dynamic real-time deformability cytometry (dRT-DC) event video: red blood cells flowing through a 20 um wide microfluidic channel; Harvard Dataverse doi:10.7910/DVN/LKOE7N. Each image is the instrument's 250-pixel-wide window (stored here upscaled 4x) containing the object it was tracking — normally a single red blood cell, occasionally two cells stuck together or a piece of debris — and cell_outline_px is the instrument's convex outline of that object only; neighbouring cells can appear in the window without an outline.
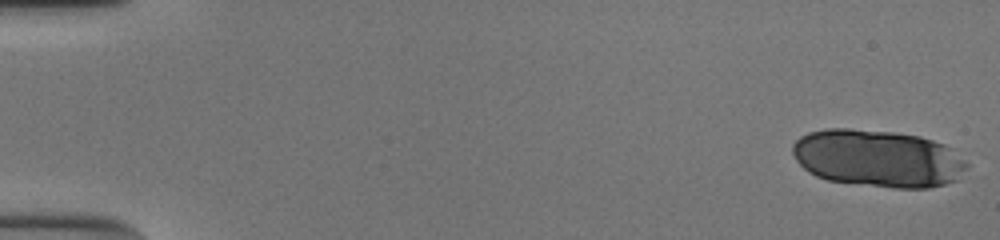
{"species": "human", "species_latin": "Homo sapiens", "temperature_condition": "cold", "stored_images_in_passage": 19, "camera_frame_rate_fps": 3000, "um_per_image_px": 0.085, "donor": {"sex": "male"}, "frame": {"image": 1, "passage_image": 1, "time_ms": 0.0, "image_size_px": [1000, 240], "cell_outline_px": [[968, 168], [956, 180], [944, 184], [928, 188], [892, 188], [828, 180], [816, 176], [808, 172], [796, 160], [792, 152], [792, 144], [800, 136], [808, 132], [828, 128], [848, 128], [892, 132], [920, 136], [944, 144], [964, 160], [968, 164]], "centroid_in_image_um": [74.59, 13.46], "position_along_channel_um": 10.4, "area_um2": 58.26}}